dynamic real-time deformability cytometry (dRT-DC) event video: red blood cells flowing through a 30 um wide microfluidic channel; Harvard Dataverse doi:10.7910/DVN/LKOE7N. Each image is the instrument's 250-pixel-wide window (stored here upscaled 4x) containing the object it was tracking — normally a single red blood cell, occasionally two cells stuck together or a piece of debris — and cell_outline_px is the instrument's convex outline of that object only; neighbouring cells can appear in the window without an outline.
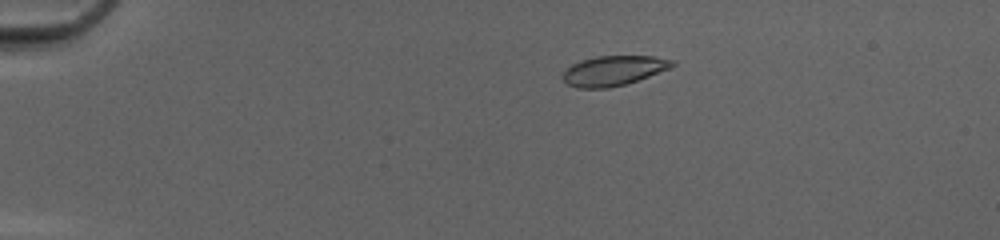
{"species": "common noctule bat (a hibernating species)", "species_latin": "Nyctalus noctula", "temperature_condition": "cold", "stored_images_in_passage": 52, "camera_frame_rate_fps": 3000, "um_per_image_px": 0.085, "animal": {"sex": "female", "body_mass_g": 20.0, "forearm_length_mm": 54.0}, "frame": {"image": 1, "passage_image": 12, "time_ms": 3.667, "image_size_px": [1000, 240], "cell_outline_px": [[676, 64], [668, 68], [648, 76], [624, 84], [608, 88], [576, 88], [568, 84], [560, 76], [572, 64], [580, 60], [596, 56], [652, 56], [676, 60]], "centroid_in_image_um": [52.12, 6.0], "position_along_channel_um": 32.9, "area_um2": 18.9}}
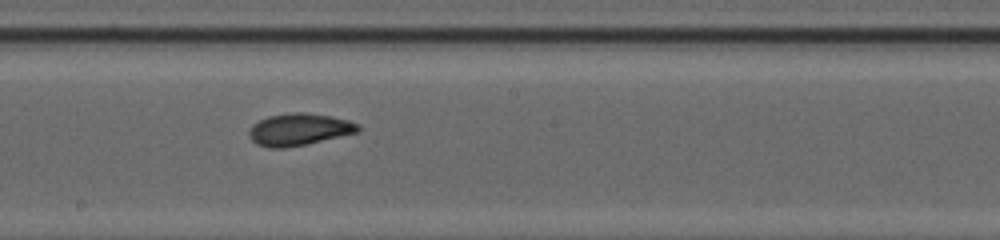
{"frame": {"image": 2, "passage_image": 31, "time_ms": 10.0, "image_size_px": [1000, 240], "cell_outline_px": [[360, 132], [308, 144], [284, 148], [268, 148], [256, 144], [252, 140], [248, 132], [252, 124], [268, 116], [292, 112], [304, 112], [332, 116], [348, 120], [360, 124]], "centroid_in_image_um": [25.45, 11.01], "position_along_channel_um": 222.8, "area_um2": 20.63}}
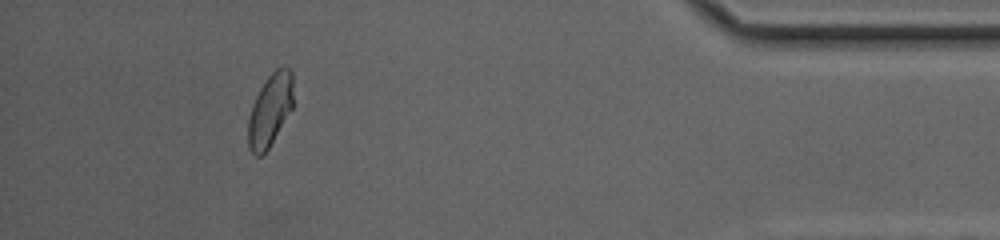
{"frame": {"image": 3, "passage_image": 48, "time_ms": 15.667, "image_size_px": [1000, 240], "cell_outline_px": [[292, 108], [268, 148], [260, 156], [256, 156], [248, 148], [248, 116], [252, 104], [260, 88], [268, 76], [276, 68], [284, 64], [292, 72]], "centroid_in_image_um": [22.94, 9.32], "position_along_channel_um": 412.3, "area_um2": 18.9}, "authors_computed_cell_mechanics": {"area_um2": 19.4208, "velocity_mm_per_s": 4.169, "shape_relaxation_time_tau1_ms": null, "shape_relaxation_time_tau2_ms": 1.7835, "deformation_change_tau1": null, "deformation_change_tau2": 0.0587}}